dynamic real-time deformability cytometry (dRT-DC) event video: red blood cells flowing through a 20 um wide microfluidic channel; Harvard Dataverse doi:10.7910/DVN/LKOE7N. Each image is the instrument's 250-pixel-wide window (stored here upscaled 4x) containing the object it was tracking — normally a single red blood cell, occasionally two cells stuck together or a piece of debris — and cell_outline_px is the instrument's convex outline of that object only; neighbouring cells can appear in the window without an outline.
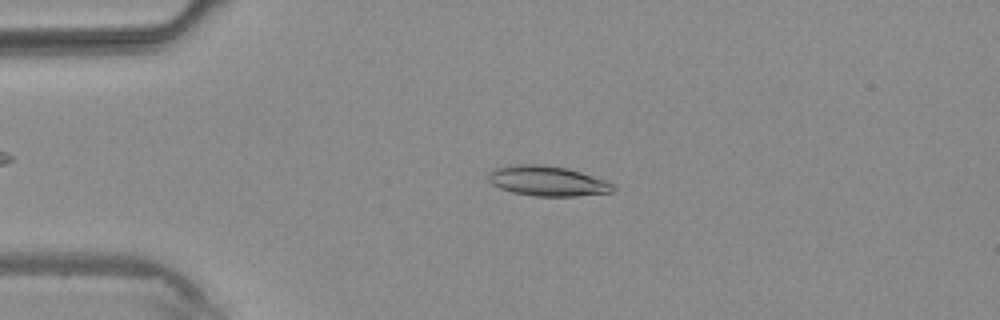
{"species": "common noctule bat (a hibernating species)", "species_latin": "Nyctalus noctula", "temperature_condition": "warm", "stored_images_in_passage": 5, "camera_frame_rate_fps": 3000, "um_per_image_px": 0.085, "animal": {"sex": "male", "body_mass_g": 20.4}, "frame": {"image": 1, "passage_image": 4, "time_ms": 4.333, "image_size_px": [1000, 320], "cell_outline_px": [[616, 188], [612, 192], [576, 196], [532, 196], [512, 192], [500, 188], [492, 184], [488, 180], [488, 176], [496, 168], [516, 164], [540, 164], [564, 168], [580, 172], [604, 180], [612, 184]], "centroid_in_image_um": [46.52, 15.39], "position_along_channel_um": 38.5, "area_um2": 21.56}}
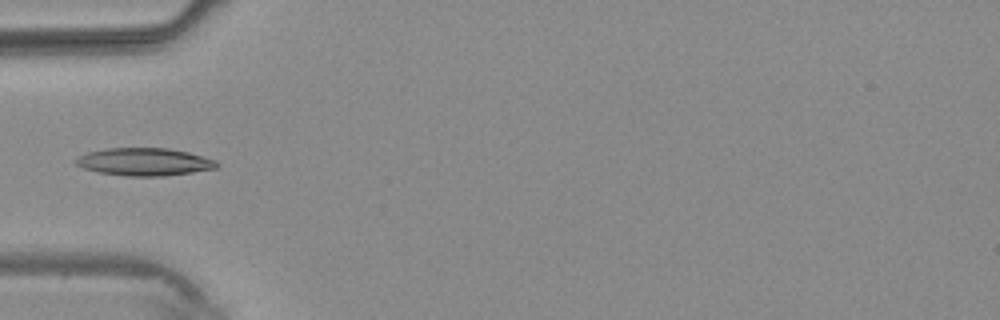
{"frame": {"image": 2, "passage_image": 5, "time_ms": 5.667, "image_size_px": [1000, 320], "cell_outline_px": [[220, 164], [216, 168], [192, 172], [164, 176], [128, 176], [100, 172], [84, 168], [76, 164], [72, 160], [76, 156], [88, 152], [104, 148], [168, 148], [188, 152], [216, 160]], "centroid_in_image_um": [12.25, 13.75], "position_along_channel_um": 72.8, "area_um2": 22.77}}